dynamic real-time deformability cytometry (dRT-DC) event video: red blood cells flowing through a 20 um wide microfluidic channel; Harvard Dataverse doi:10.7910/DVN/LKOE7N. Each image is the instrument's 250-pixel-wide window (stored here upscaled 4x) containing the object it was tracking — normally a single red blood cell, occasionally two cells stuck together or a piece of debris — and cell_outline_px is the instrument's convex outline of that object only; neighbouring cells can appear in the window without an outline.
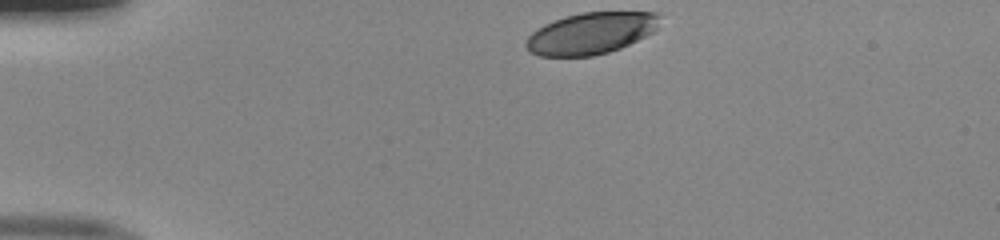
{"species": "human", "species_latin": "Homo sapiens", "temperature_condition": "room temperature", "stored_images_in_passage": 34, "camera_frame_rate_fps": 3000, "um_per_image_px": 0.085, "donor": {"sex": "male"}, "frame": {"image": 1, "passage_image": 1, "time_ms": 0.0, "image_size_px": [1000, 240], "cell_outline_px": [[660, 16], [656, 28], [652, 32], [620, 48], [608, 52], [592, 56], [540, 56], [528, 52], [524, 44], [524, 40], [532, 32], [544, 24], [564, 16], [580, 12], [656, 12]], "centroid_in_image_um": [50.16, 2.83], "position_along_channel_um": 34.8, "area_um2": 32.43}}
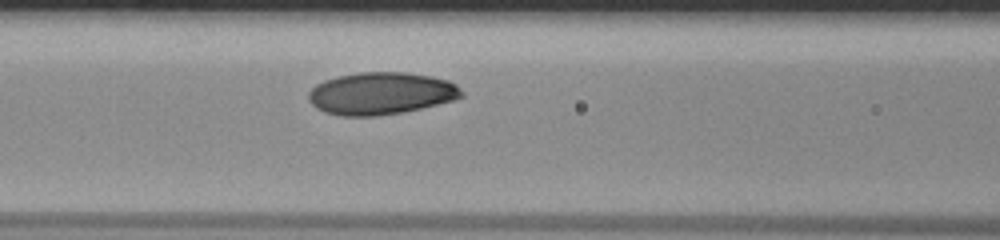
{"frame": {"image": 2, "passage_image": 13, "time_ms": 4.0, "image_size_px": [1000, 240], "cell_outline_px": [[464, 96], [452, 100], [404, 112], [376, 116], [340, 116], [324, 112], [316, 108], [308, 100], [308, 92], [316, 84], [324, 80], [336, 76], [360, 72], [404, 72], [432, 76], [448, 80], [456, 84], [464, 92]], "centroid_in_image_um": [32.36, 7.94], "position_along_channel_um": 134.2, "area_um2": 37.92}}
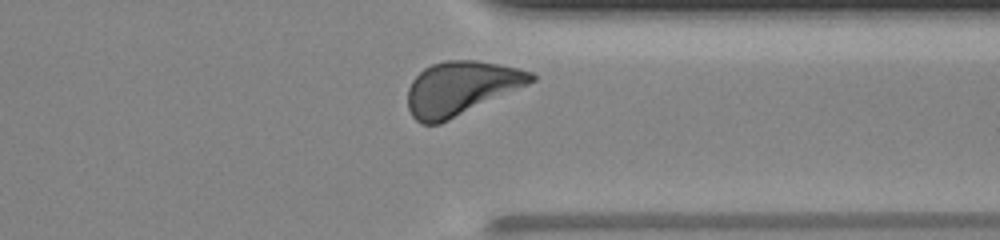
{"frame": {"image": 3, "passage_image": 31, "time_ms": 10.0, "image_size_px": [1000, 240], "cell_outline_px": [[536, 80], [528, 84], [440, 124], [420, 124], [412, 116], [408, 108], [408, 88], [412, 80], [424, 68], [432, 64], [444, 60], [476, 60], [516, 68], [532, 72], [536, 76]], "centroid_in_image_um": [39.14, 7.5], "position_along_channel_um": 372.3, "area_um2": 38.32}, "authors_computed_cell_mechanics": {"area_um2": 37.0787, "velocity_mm_per_s": 3.977, "shape_relaxation_time_tau1_ms": 3.1192, "shape_relaxation_time_tau2_ms": null, "deformation_change_tau1": 0.1308, "deformation_change_tau2": null}}